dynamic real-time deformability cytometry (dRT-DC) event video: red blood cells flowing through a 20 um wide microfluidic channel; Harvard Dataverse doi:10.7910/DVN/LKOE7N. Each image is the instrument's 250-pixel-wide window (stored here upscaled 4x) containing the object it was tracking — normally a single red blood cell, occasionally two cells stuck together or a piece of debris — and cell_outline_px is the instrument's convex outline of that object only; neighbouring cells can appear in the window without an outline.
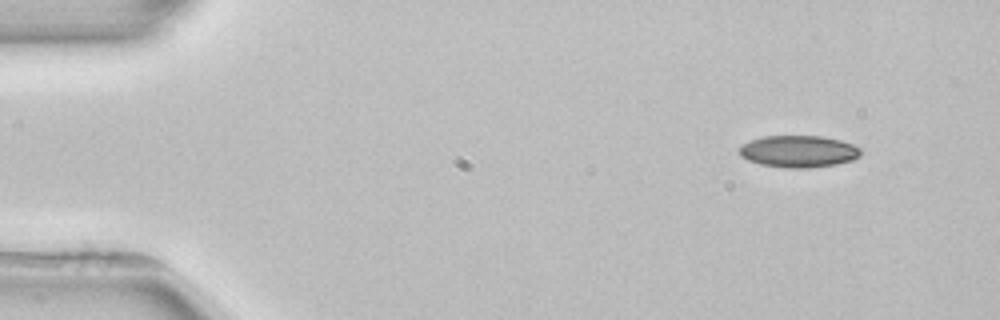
{"species": "common noctule bat (a hibernating species)", "species_latin": "Nyctalus noctula", "temperature_condition": "room temperature", "stored_images_in_passage": 4, "camera_frame_rate_fps": 3000, "um_per_image_px": 0.085, "animal": {"sex": "female", "body_mass_g": 22.7, "forearm_length_mm": 54.2}, "frame": {"image": 1, "passage_image": 1, "time_ms": 0.0, "image_size_px": [1000, 320], "cell_outline_px": [[860, 156], [852, 160], [836, 164], [812, 168], [784, 168], [760, 164], [748, 160], [740, 156], [740, 148], [744, 144], [752, 140], [764, 136], [820, 136], [840, 140], [852, 144], [860, 148]], "centroid_in_image_um": [67.89, 12.88], "position_along_channel_um": 17.1, "area_um2": 22.48}}
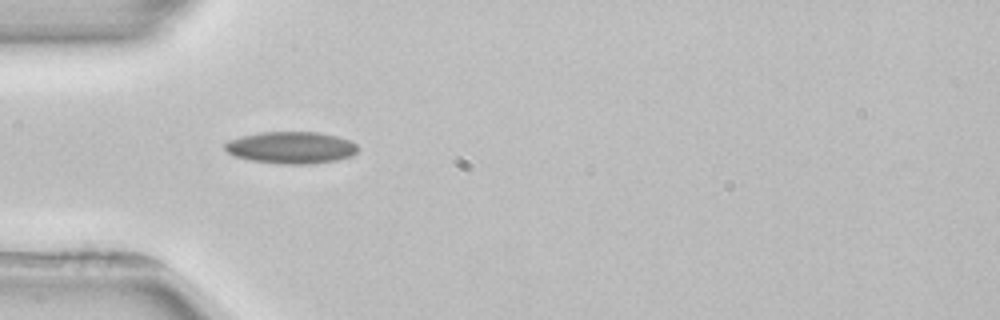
{"frame": {"image": 2, "passage_image": 3, "time_ms": 3.667, "image_size_px": [1000, 320], "cell_outline_px": [[356, 152], [352, 156], [336, 160], [312, 164], [280, 164], [252, 160], [236, 156], [228, 152], [224, 148], [224, 144], [228, 140], [240, 136], [260, 132], [316, 132], [336, 136], [348, 140], [356, 144]], "centroid_in_image_um": [24.72, 12.54], "position_along_channel_um": 60.3, "area_um2": 24.62}}